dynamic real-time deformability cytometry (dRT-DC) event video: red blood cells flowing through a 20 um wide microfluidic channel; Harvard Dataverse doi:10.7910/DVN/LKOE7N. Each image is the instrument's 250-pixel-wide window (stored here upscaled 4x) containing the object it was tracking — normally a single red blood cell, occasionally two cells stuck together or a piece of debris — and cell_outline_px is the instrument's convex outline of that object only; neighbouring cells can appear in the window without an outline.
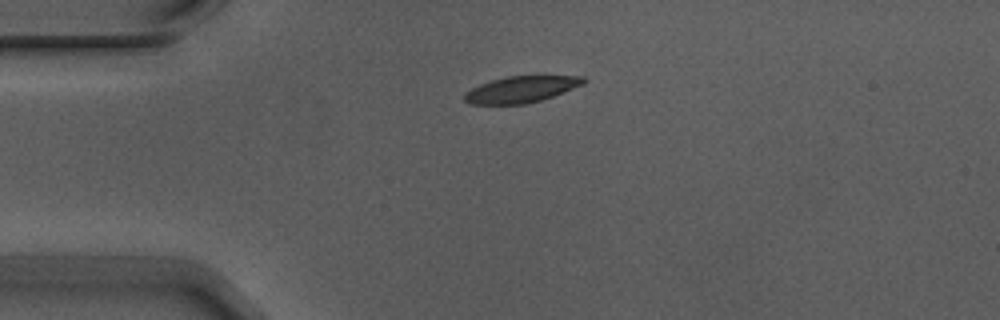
{"species": "Egyptian fruit bat (a non-hibernating species)", "species_latin": "Rousettus aegyptiacus", "temperature_condition": "warm", "stored_images_in_passage": 6, "camera_frame_rate_fps": 3000, "um_per_image_px": 0.085, "animal": {"sex": "male"}, "frame": {"image": 1, "passage_image": 1, "time_ms": 0.0, "image_size_px": [1000, 320], "cell_outline_px": [[588, 80], [584, 84], [552, 96], [540, 100], [524, 104], [472, 104], [464, 100], [464, 92], [480, 84], [492, 80], [508, 76], [536, 72], [584, 76]], "centroid_in_image_um": [44.41, 7.52], "position_along_channel_um": 40.6, "area_um2": 19.25}}
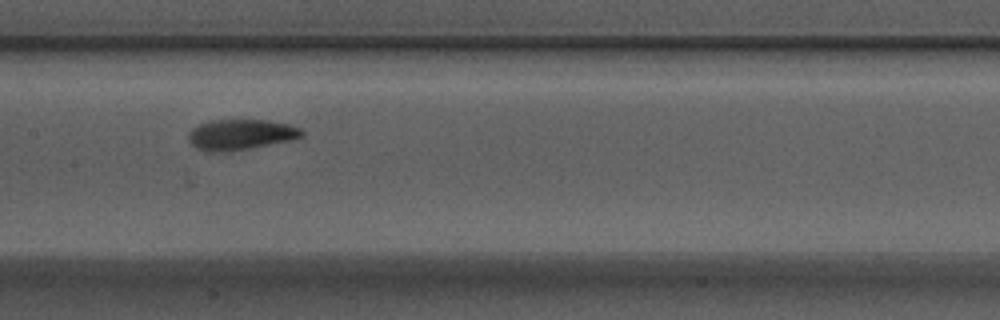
{"frame": {"image": 2, "passage_image": 5, "time_ms": 1.333, "image_size_px": [1000, 320], "cell_outline_px": [[304, 136], [292, 140], [248, 148], [196, 148], [188, 140], [188, 132], [192, 128], [200, 124], [212, 120], [268, 120], [288, 124], [300, 128], [304, 132]], "centroid_in_image_um": [20.54, 11.37], "position_along_channel_um": 186.9, "area_um2": 19.19}}
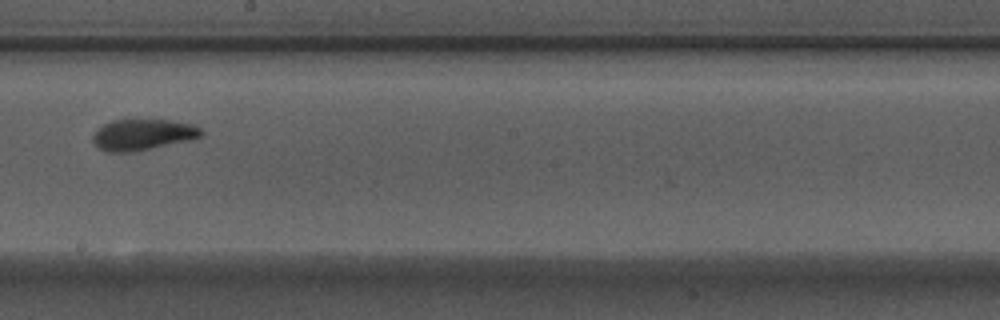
{"frame": {"image": 3, "passage_image": 6, "time_ms": 1.667, "image_size_px": [1000, 320], "cell_outline_px": [[204, 132], [200, 136], [192, 140], [132, 152], [108, 152], [100, 148], [92, 140], [92, 136], [104, 124], [112, 120], [168, 120], [192, 124], [200, 128]], "centroid_in_image_um": [12.16, 11.45], "position_along_channel_um": 236.0, "area_um2": 19.42}}